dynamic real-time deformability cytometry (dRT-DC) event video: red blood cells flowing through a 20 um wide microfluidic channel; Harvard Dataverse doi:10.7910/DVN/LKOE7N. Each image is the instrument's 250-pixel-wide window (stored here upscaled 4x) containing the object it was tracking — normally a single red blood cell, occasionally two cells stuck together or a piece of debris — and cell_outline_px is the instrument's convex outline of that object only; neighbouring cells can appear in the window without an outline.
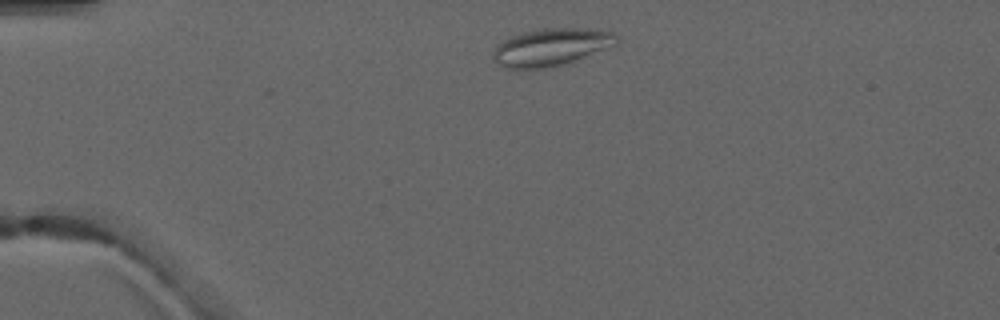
{"species": "common noctule bat (a hibernating species)", "species_latin": "Nyctalus noctula", "temperature_condition": "warm", "stored_images_in_passage": 2, "camera_frame_rate_fps": 3000, "um_per_image_px": 0.085, "animal": {"sex": "male", "forearm_length_mm": 52.5}, "frame": {"image": 1, "passage_image": 1, "time_ms": 0.0, "image_size_px": [1000, 320], "cell_outline_px": [[620, 40], [616, 44], [584, 56], [560, 64], [544, 68], [504, 68], [496, 64], [492, 60], [492, 52], [508, 36], [524, 32], [544, 28], [600, 28], [616, 32], [620, 36]], "centroid_in_image_um": [46.86, 3.97], "position_along_channel_um": 38.1, "area_um2": 26.93}}